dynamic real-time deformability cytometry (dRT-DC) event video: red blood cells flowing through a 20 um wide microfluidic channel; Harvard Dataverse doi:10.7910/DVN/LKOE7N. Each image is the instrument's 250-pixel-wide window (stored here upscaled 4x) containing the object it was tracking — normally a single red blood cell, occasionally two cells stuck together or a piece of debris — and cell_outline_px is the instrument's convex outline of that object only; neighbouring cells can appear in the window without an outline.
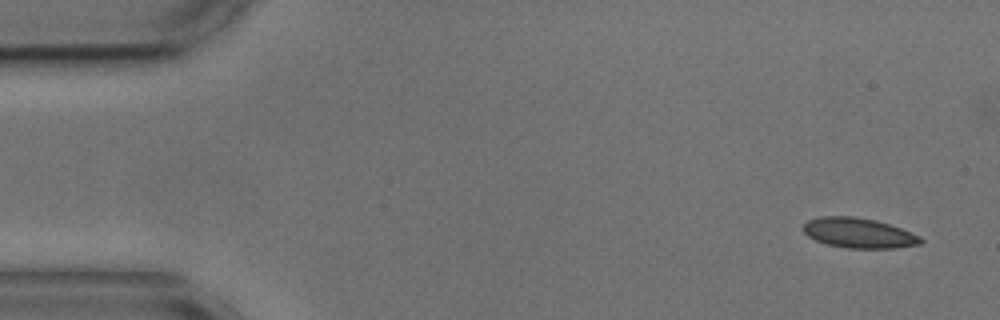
{"species": "common noctule bat (a hibernating species)", "species_latin": "Nyctalus noctula", "temperature_condition": "cold", "stored_images_in_passage": 18, "camera_frame_rate_fps": 3000, "um_per_image_px": 0.085, "animal": {"sex": "male", "body_mass_g": 17.9, "forearm_length_mm": 54.2}, "frame": {"image": 1, "passage_image": 1, "time_ms": 0.0, "image_size_px": [1000, 320], "cell_outline_px": [[924, 240], [920, 244], [896, 248], [848, 248], [828, 244], [816, 240], [808, 236], [800, 228], [808, 220], [820, 216], [852, 216], [876, 220], [900, 228], [920, 236]], "centroid_in_image_um": [72.97, 19.8], "position_along_channel_um": 12.0, "area_um2": 20.52}}
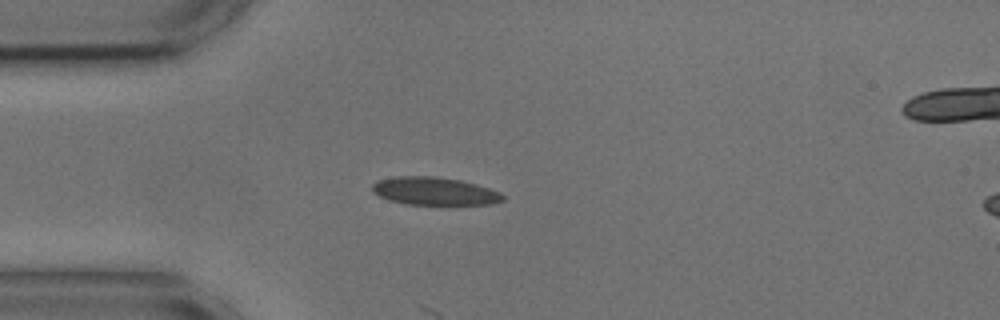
{"frame": {"image": 2, "passage_image": 12, "time_ms": 3.667, "image_size_px": [1000, 320], "cell_outline_px": [[504, 200], [492, 204], [408, 204], [388, 200], [372, 192], [372, 184], [376, 180], [396, 176], [432, 176], [460, 180], [476, 184], [500, 192], [504, 196]], "centroid_in_image_um": [36.9, 16.24], "position_along_channel_um": 48.1, "area_um2": 21.15}}